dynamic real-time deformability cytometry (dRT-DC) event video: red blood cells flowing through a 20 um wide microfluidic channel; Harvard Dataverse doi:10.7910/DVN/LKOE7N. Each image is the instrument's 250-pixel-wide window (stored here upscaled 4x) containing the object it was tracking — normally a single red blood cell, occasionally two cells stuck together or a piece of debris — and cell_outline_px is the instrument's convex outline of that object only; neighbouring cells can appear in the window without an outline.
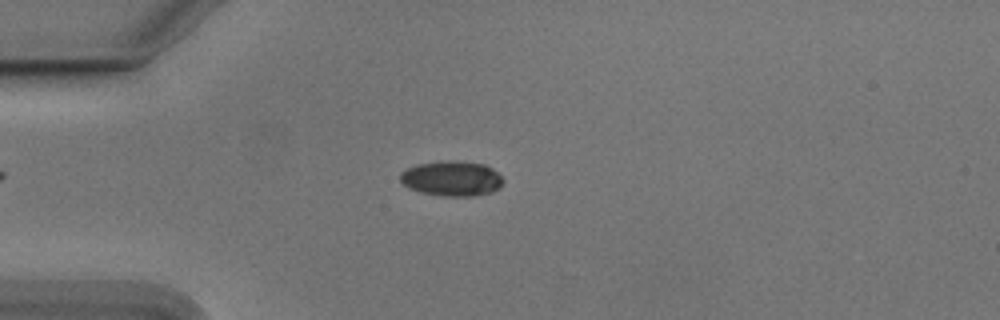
{"species": "Egyptian fruit bat (a non-hibernating species)", "species_latin": "Rousettus aegyptiacus", "temperature_condition": "cold", "stored_images_in_passage": 55, "camera_frame_rate_fps": 3000, "um_per_image_px": 0.085, "animal": {"sex": "male"}, "frame": {"image": 1, "passage_image": 14, "time_ms": 4.333, "image_size_px": [1000, 320], "cell_outline_px": [[504, 180], [500, 188], [492, 192], [472, 196], [444, 196], [420, 192], [408, 188], [400, 180], [400, 172], [416, 164], [448, 160], [484, 164], [492, 168]], "centroid_in_image_um": [38.39, 15.18], "position_along_channel_um": 46.6, "area_um2": 21.04}}
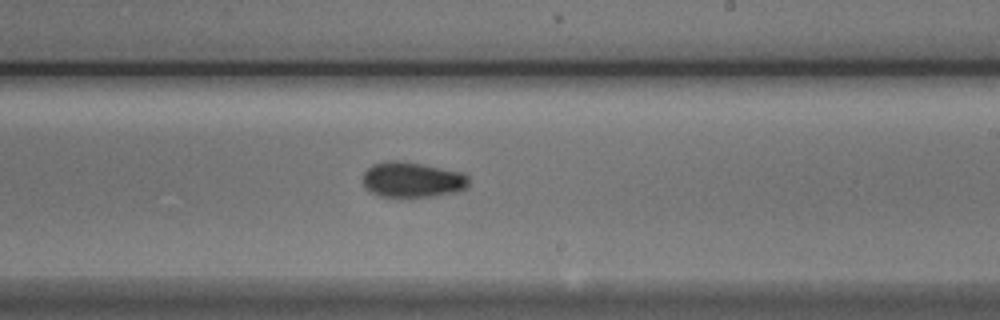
{"frame": {"image": 2, "passage_image": 32, "time_ms": 10.333, "image_size_px": [1000, 320], "cell_outline_px": [[468, 188], [460, 192], [436, 196], [380, 196], [372, 192], [364, 184], [364, 172], [372, 164], [388, 160], [400, 160], [464, 172], [468, 176]], "centroid_in_image_um": [35.11, 15.26], "position_along_channel_um": 253.9, "area_um2": 21.91}}
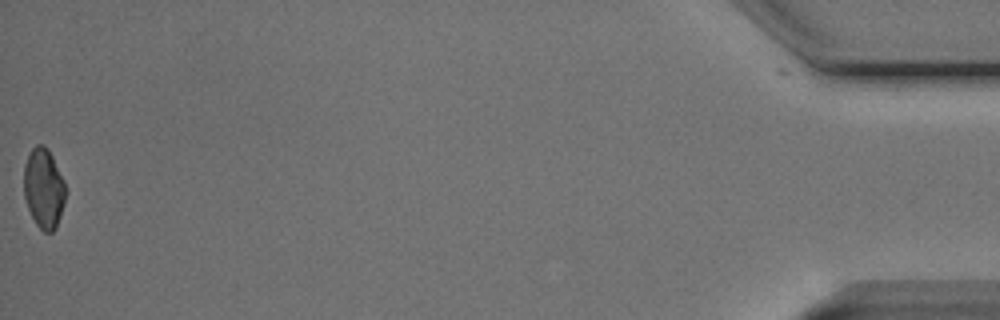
{"frame": {"image": 3, "passage_image": 54, "time_ms": 17.667, "image_size_px": [1000, 320], "cell_outline_px": [[68, 192], [56, 228], [52, 232], [44, 232], [36, 224], [28, 208], [24, 196], [24, 164], [32, 148], [36, 144], [44, 144], [48, 148], [64, 180]], "centroid_in_image_um": [3.74, 16.0], "position_along_channel_um": 431.5, "area_um2": 19.65}, "authors_computed_cell_mechanics": {"area_um2": 20.4612, "velocity_mm_per_s": 3.7732, "shape_relaxation_time_tau1_ms": 5.5912, "shape_relaxation_time_tau2_ms": 4.4477, "deformation_change_tau1": 0.0966, "deformation_change_tau2": 0.0808}}